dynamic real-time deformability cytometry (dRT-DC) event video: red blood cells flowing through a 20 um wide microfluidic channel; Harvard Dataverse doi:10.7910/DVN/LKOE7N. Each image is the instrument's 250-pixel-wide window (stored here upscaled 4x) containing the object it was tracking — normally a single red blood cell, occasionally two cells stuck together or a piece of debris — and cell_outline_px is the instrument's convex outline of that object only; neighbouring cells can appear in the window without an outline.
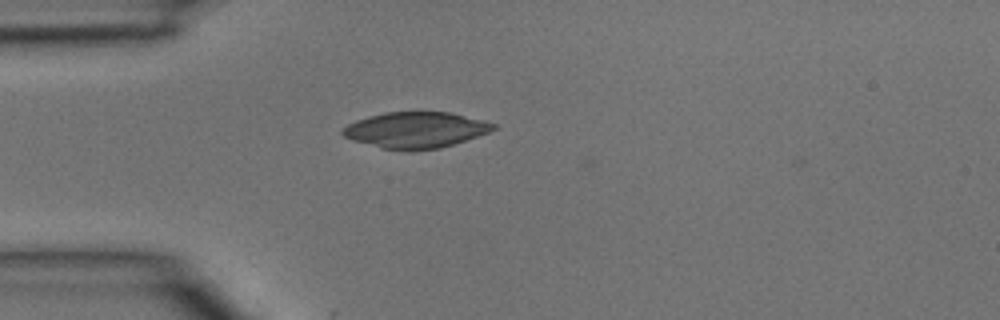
{"species": "common noctule bat (a hibernating species)", "species_latin": "Nyctalus noctula", "temperature_condition": "room temperature", "stored_images_in_passage": 1, "camera_frame_rate_fps": 3000, "um_per_image_px": 0.085, "animal": {"sex": "male", "body_mass_g": 15.6}, "frame": {"image": 1, "passage_image": 1, "time_ms": 0.0, "image_size_px": [1000, 320], "cell_outline_px": [[496, 128], [488, 132], [440, 148], [412, 152], [408, 152], [380, 148], [352, 140], [344, 136], [340, 132], [348, 124], [356, 120], [368, 116], [384, 112], [448, 112], [484, 120], [496, 124]], "centroid_in_image_um": [35.29, 11.06], "position_along_channel_um": 49.7, "area_um2": 31.73}}